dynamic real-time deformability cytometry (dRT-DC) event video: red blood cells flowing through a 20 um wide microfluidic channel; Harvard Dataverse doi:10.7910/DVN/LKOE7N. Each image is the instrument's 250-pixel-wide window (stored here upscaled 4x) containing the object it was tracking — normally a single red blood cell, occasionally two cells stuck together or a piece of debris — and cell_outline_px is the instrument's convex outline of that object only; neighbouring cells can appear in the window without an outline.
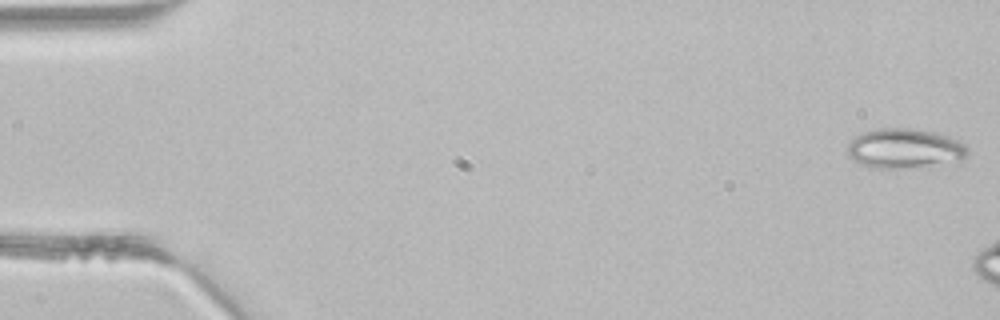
{"species": "common noctule bat (a hibernating species)", "species_latin": "Nyctalus noctula", "temperature_condition": "room temperature", "stored_images_in_passage": 8, "camera_frame_rate_fps": 3000, "um_per_image_px": 0.085, "animal": {"sex": "male", "body_mass_g": 21.5, "forearm_length_mm": 52.0}, "frame": {"image": 1, "passage_image": 1, "time_ms": 0.0, "image_size_px": [1000, 320], "cell_outline_px": [[968, 152], [964, 160], [960, 164], [896, 168], [872, 168], [860, 164], [852, 160], [848, 156], [848, 144], [860, 132], [876, 128], [912, 128], [936, 132], [948, 136], [964, 144], [968, 148]], "centroid_in_image_um": [76.94, 12.64], "position_along_channel_um": 8.1, "area_um2": 28.55}}
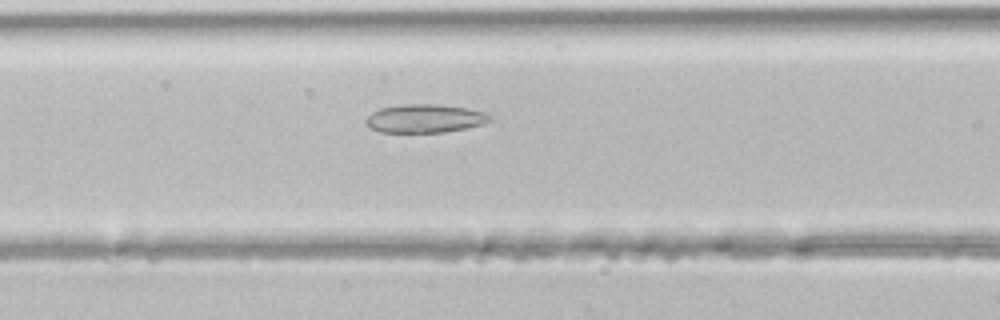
{"frame": {"image": 2, "passage_image": 8, "time_ms": 2.333, "image_size_px": [1000, 320], "cell_outline_px": [[492, 120], [480, 124], [464, 128], [444, 132], [380, 132], [372, 128], [364, 120], [372, 112], [380, 108], [404, 104], [436, 104], [468, 108], [484, 112], [492, 116]], "centroid_in_image_um": [36.11, 10.06], "position_along_channel_um": 130.5, "area_um2": 20.35}}